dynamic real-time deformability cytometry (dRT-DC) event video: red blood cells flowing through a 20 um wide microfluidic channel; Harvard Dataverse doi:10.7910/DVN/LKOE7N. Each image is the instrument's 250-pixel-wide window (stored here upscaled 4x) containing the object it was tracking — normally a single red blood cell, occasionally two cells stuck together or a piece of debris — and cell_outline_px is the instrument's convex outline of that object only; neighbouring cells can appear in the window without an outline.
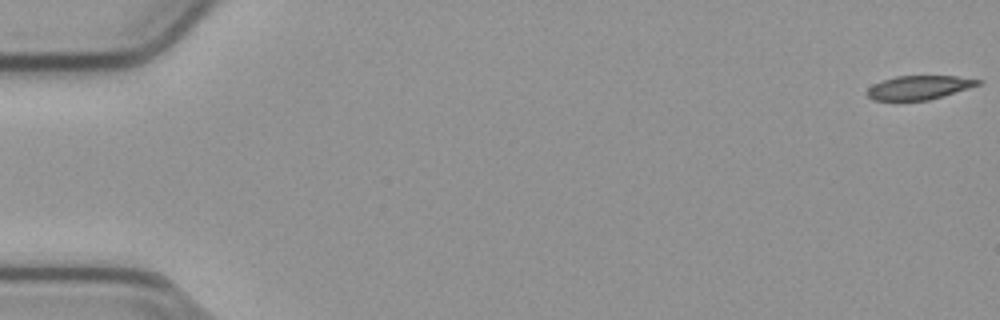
{"species": "common noctule bat (a hibernating species)", "species_latin": "Nyctalus noctula", "temperature_condition": "cold", "stored_images_in_passage": 55, "camera_frame_rate_fps": 3000, "um_per_image_px": 0.085, "animal": {"sex": "male", "body_mass_g": 23.1, "forearm_length_mm": 52.7}, "frame": {"image": 1, "passage_image": 1, "time_ms": 0.0, "image_size_px": [1000, 320], "cell_outline_px": [[984, 84], [944, 96], [928, 100], [872, 100], [864, 92], [872, 84], [896, 76], [956, 76], [984, 80]], "centroid_in_image_um": [78.17, 7.43], "position_along_channel_um": 6.8, "area_um2": 15.66}}
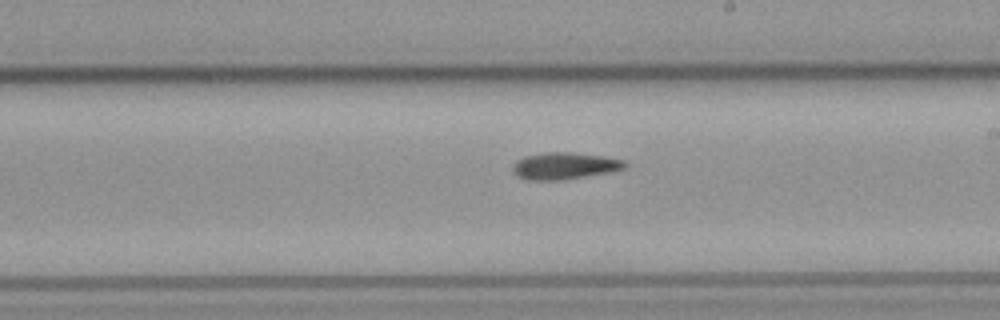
{"frame": {"image": 2, "passage_image": 32, "time_ms": 10.333, "image_size_px": [1000, 320], "cell_outline_px": [[628, 168], [612, 172], [564, 180], [528, 180], [516, 176], [512, 172], [512, 164], [516, 160], [524, 156], [544, 152], [572, 152], [604, 156], [624, 160], [628, 164]], "centroid_in_image_um": [47.99, 14.1], "position_along_channel_um": 241.0, "area_um2": 18.03}}
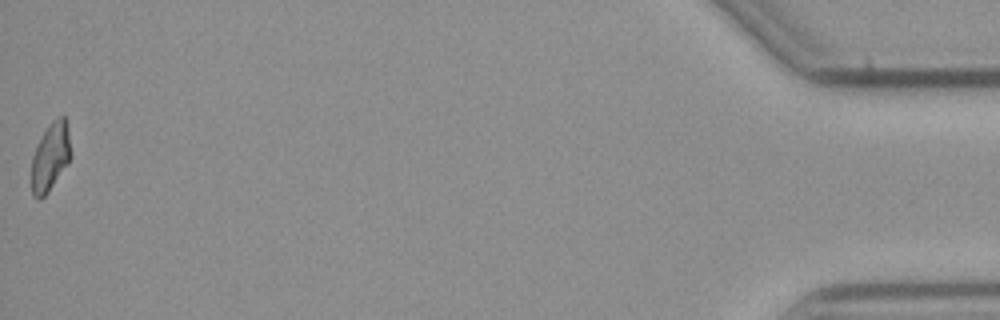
{"frame": {"image": 3, "passage_image": 55, "time_ms": 18.0, "image_size_px": [1000, 320], "cell_outline_px": [[72, 156], [68, 164], [48, 192], [40, 200], [36, 200], [32, 196], [32, 156], [48, 124], [56, 116], [64, 116], [68, 128]], "centroid_in_image_um": [4.3, 13.34], "position_along_channel_um": 430.9, "area_um2": 15.72}}